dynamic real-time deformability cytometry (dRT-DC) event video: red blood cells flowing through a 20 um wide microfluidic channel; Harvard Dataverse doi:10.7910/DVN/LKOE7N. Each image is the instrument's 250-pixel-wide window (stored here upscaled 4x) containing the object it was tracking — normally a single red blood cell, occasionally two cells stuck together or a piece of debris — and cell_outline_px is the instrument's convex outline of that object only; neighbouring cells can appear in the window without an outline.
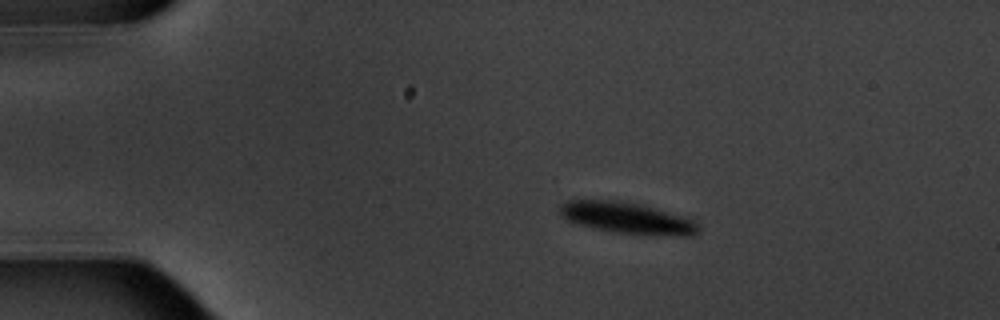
{"species": "common noctule bat (a hibernating species)", "species_latin": "Nyctalus noctula", "temperature_condition": "warm", "stored_images_in_passage": 6, "camera_frame_rate_fps": 3000, "um_per_image_px": 0.085, "animal": {"sex": "male", "body_mass_g": 20.1, "forearm_length_mm": 53.5}, "frame": {"image": 1, "passage_image": 3, "time_ms": 2.333, "image_size_px": [1000, 320], "cell_outline_px": [[700, 232], [692, 236], [680, 236], [616, 232], [592, 228], [568, 220], [560, 216], [560, 204], [568, 200], [620, 200], [640, 204], [688, 216], [700, 228]], "centroid_in_image_um": [53.34, 18.52], "position_along_channel_um": 31.7, "area_um2": 25.43}}
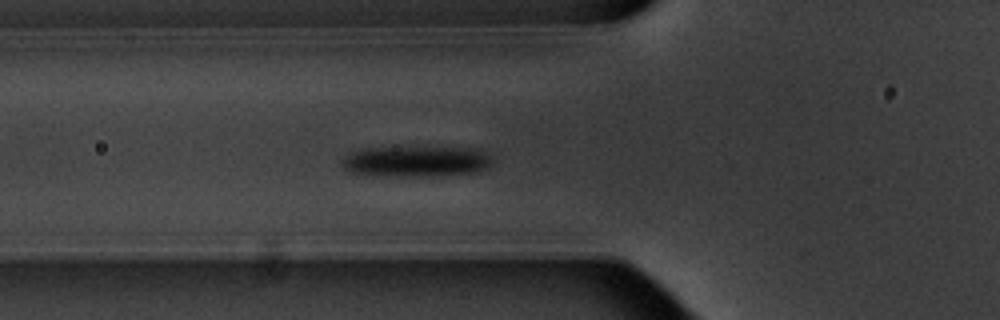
{"frame": {"image": 2, "passage_image": 6, "time_ms": 5.667, "image_size_px": [1000, 320], "cell_outline_px": [[492, 160], [480, 172], [440, 176], [376, 176], [348, 172], [340, 164], [340, 160], [344, 156], [360, 148], [472, 148], [484, 152], [492, 156]], "centroid_in_image_um": [35.3, 13.74], "position_along_channel_um": 90.5, "area_um2": 27.17}}